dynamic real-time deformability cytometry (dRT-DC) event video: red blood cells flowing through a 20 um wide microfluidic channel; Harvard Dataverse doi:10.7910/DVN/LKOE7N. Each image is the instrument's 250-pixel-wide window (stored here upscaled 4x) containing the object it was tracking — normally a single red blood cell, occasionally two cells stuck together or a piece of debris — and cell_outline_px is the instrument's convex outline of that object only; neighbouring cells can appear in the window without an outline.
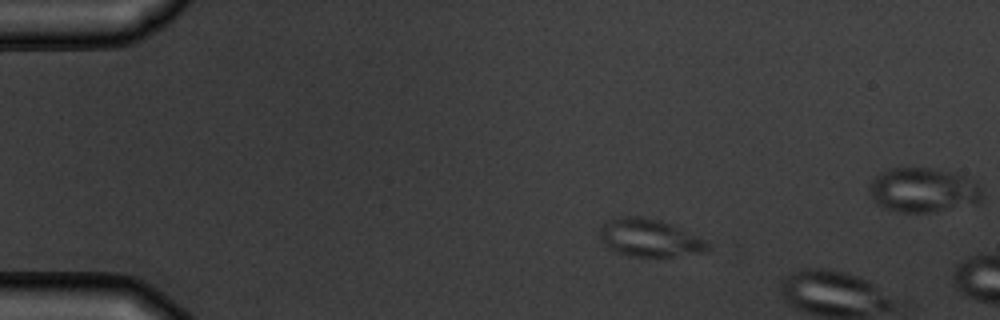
{"species": "common noctule bat (a hibernating species)", "species_latin": "Nyctalus noctula", "temperature_condition": "warm", "stored_images_in_passage": 3, "camera_frame_rate_fps": 3000, "um_per_image_px": 0.085, "animal": {"sex": "male", "body_mass_g": 19.5, "forearm_length_mm": 54.6}, "frame": {"image": 1, "passage_image": 2, "time_ms": 1.0, "image_size_px": [1000, 320], "cell_outline_px": [[708, 248], [704, 252], [672, 256], [628, 256], [608, 248], [604, 244], [600, 236], [600, 224], [616, 216], [640, 216], [660, 220], [672, 224], [704, 240], [708, 244]], "centroid_in_image_um": [55.14, 20.2], "position_along_channel_um": 29.9, "area_um2": 23.52}}